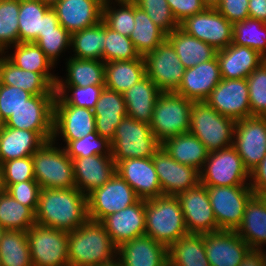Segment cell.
I'll return each instance as SVG.
<instances>
[{
  "label": "cell",
  "instance_id": "cell-1",
  "mask_svg": "<svg viewBox=\"0 0 266 266\" xmlns=\"http://www.w3.org/2000/svg\"><path fill=\"white\" fill-rule=\"evenodd\" d=\"M88 219L87 196L76 187L41 189L35 212L36 224L69 232Z\"/></svg>",
  "mask_w": 266,
  "mask_h": 266
},
{
  "label": "cell",
  "instance_id": "cell-2",
  "mask_svg": "<svg viewBox=\"0 0 266 266\" xmlns=\"http://www.w3.org/2000/svg\"><path fill=\"white\" fill-rule=\"evenodd\" d=\"M114 253L117 246L99 221L88 219L68 232L69 266H115Z\"/></svg>",
  "mask_w": 266,
  "mask_h": 266
},
{
  "label": "cell",
  "instance_id": "cell-3",
  "mask_svg": "<svg viewBox=\"0 0 266 266\" xmlns=\"http://www.w3.org/2000/svg\"><path fill=\"white\" fill-rule=\"evenodd\" d=\"M177 196L162 195L145 200V235L167 248L188 234Z\"/></svg>",
  "mask_w": 266,
  "mask_h": 266
},
{
  "label": "cell",
  "instance_id": "cell-4",
  "mask_svg": "<svg viewBox=\"0 0 266 266\" xmlns=\"http://www.w3.org/2000/svg\"><path fill=\"white\" fill-rule=\"evenodd\" d=\"M235 124L236 121L219 114L206 101L193 102L189 132L209 153L233 146Z\"/></svg>",
  "mask_w": 266,
  "mask_h": 266
},
{
  "label": "cell",
  "instance_id": "cell-5",
  "mask_svg": "<svg viewBox=\"0 0 266 266\" xmlns=\"http://www.w3.org/2000/svg\"><path fill=\"white\" fill-rule=\"evenodd\" d=\"M161 148L148 123L126 116L111 141V156L117 164L130 158H150Z\"/></svg>",
  "mask_w": 266,
  "mask_h": 266
},
{
  "label": "cell",
  "instance_id": "cell-6",
  "mask_svg": "<svg viewBox=\"0 0 266 266\" xmlns=\"http://www.w3.org/2000/svg\"><path fill=\"white\" fill-rule=\"evenodd\" d=\"M193 102L176 92L160 93L149 125L152 133L161 143L169 137L190 131Z\"/></svg>",
  "mask_w": 266,
  "mask_h": 266
},
{
  "label": "cell",
  "instance_id": "cell-7",
  "mask_svg": "<svg viewBox=\"0 0 266 266\" xmlns=\"http://www.w3.org/2000/svg\"><path fill=\"white\" fill-rule=\"evenodd\" d=\"M34 178L41 189L75 188L73 161L66 150L45 142L33 155Z\"/></svg>",
  "mask_w": 266,
  "mask_h": 266
},
{
  "label": "cell",
  "instance_id": "cell-8",
  "mask_svg": "<svg viewBox=\"0 0 266 266\" xmlns=\"http://www.w3.org/2000/svg\"><path fill=\"white\" fill-rule=\"evenodd\" d=\"M27 240L33 266H69L67 231L34 224Z\"/></svg>",
  "mask_w": 266,
  "mask_h": 266
},
{
  "label": "cell",
  "instance_id": "cell-9",
  "mask_svg": "<svg viewBox=\"0 0 266 266\" xmlns=\"http://www.w3.org/2000/svg\"><path fill=\"white\" fill-rule=\"evenodd\" d=\"M140 198L117 173L100 188L87 195L88 217L101 222L105 217L137 203Z\"/></svg>",
  "mask_w": 266,
  "mask_h": 266
},
{
  "label": "cell",
  "instance_id": "cell-10",
  "mask_svg": "<svg viewBox=\"0 0 266 266\" xmlns=\"http://www.w3.org/2000/svg\"><path fill=\"white\" fill-rule=\"evenodd\" d=\"M203 166L199 173L204 186H245L250 177L233 146L210 152Z\"/></svg>",
  "mask_w": 266,
  "mask_h": 266
},
{
  "label": "cell",
  "instance_id": "cell-11",
  "mask_svg": "<svg viewBox=\"0 0 266 266\" xmlns=\"http://www.w3.org/2000/svg\"><path fill=\"white\" fill-rule=\"evenodd\" d=\"M249 184L206 186L219 230H236L240 225L246 204L254 195Z\"/></svg>",
  "mask_w": 266,
  "mask_h": 266
},
{
  "label": "cell",
  "instance_id": "cell-12",
  "mask_svg": "<svg viewBox=\"0 0 266 266\" xmlns=\"http://www.w3.org/2000/svg\"><path fill=\"white\" fill-rule=\"evenodd\" d=\"M144 60L146 75L161 92H175L178 89L185 68L167 38L154 51L146 54Z\"/></svg>",
  "mask_w": 266,
  "mask_h": 266
},
{
  "label": "cell",
  "instance_id": "cell-13",
  "mask_svg": "<svg viewBox=\"0 0 266 266\" xmlns=\"http://www.w3.org/2000/svg\"><path fill=\"white\" fill-rule=\"evenodd\" d=\"M233 147L250 173L266 155V117L251 116L236 121Z\"/></svg>",
  "mask_w": 266,
  "mask_h": 266
},
{
  "label": "cell",
  "instance_id": "cell-14",
  "mask_svg": "<svg viewBox=\"0 0 266 266\" xmlns=\"http://www.w3.org/2000/svg\"><path fill=\"white\" fill-rule=\"evenodd\" d=\"M180 28L216 50L224 49L232 43L233 24L214 8H205L187 17L180 23Z\"/></svg>",
  "mask_w": 266,
  "mask_h": 266
},
{
  "label": "cell",
  "instance_id": "cell-15",
  "mask_svg": "<svg viewBox=\"0 0 266 266\" xmlns=\"http://www.w3.org/2000/svg\"><path fill=\"white\" fill-rule=\"evenodd\" d=\"M205 101L234 121L252 116L246 79H221Z\"/></svg>",
  "mask_w": 266,
  "mask_h": 266
},
{
  "label": "cell",
  "instance_id": "cell-16",
  "mask_svg": "<svg viewBox=\"0 0 266 266\" xmlns=\"http://www.w3.org/2000/svg\"><path fill=\"white\" fill-rule=\"evenodd\" d=\"M189 233L206 234L219 230L206 186L196 187L177 195Z\"/></svg>",
  "mask_w": 266,
  "mask_h": 266
},
{
  "label": "cell",
  "instance_id": "cell-17",
  "mask_svg": "<svg viewBox=\"0 0 266 266\" xmlns=\"http://www.w3.org/2000/svg\"><path fill=\"white\" fill-rule=\"evenodd\" d=\"M152 160L163 195L177 196L200 183V173L196 168L177 162L162 147Z\"/></svg>",
  "mask_w": 266,
  "mask_h": 266
},
{
  "label": "cell",
  "instance_id": "cell-18",
  "mask_svg": "<svg viewBox=\"0 0 266 266\" xmlns=\"http://www.w3.org/2000/svg\"><path fill=\"white\" fill-rule=\"evenodd\" d=\"M56 95H33L5 121V126L34 132H53Z\"/></svg>",
  "mask_w": 266,
  "mask_h": 266
},
{
  "label": "cell",
  "instance_id": "cell-19",
  "mask_svg": "<svg viewBox=\"0 0 266 266\" xmlns=\"http://www.w3.org/2000/svg\"><path fill=\"white\" fill-rule=\"evenodd\" d=\"M204 245L211 266H239L251 249L235 230L206 233Z\"/></svg>",
  "mask_w": 266,
  "mask_h": 266
},
{
  "label": "cell",
  "instance_id": "cell-20",
  "mask_svg": "<svg viewBox=\"0 0 266 266\" xmlns=\"http://www.w3.org/2000/svg\"><path fill=\"white\" fill-rule=\"evenodd\" d=\"M116 172L140 199L148 200L163 195L152 157L121 160L116 164Z\"/></svg>",
  "mask_w": 266,
  "mask_h": 266
},
{
  "label": "cell",
  "instance_id": "cell-21",
  "mask_svg": "<svg viewBox=\"0 0 266 266\" xmlns=\"http://www.w3.org/2000/svg\"><path fill=\"white\" fill-rule=\"evenodd\" d=\"M95 131L93 110L73 105H54L53 135L51 139L53 142L58 133H61L66 144H68L70 141L81 139Z\"/></svg>",
  "mask_w": 266,
  "mask_h": 266
},
{
  "label": "cell",
  "instance_id": "cell-22",
  "mask_svg": "<svg viewBox=\"0 0 266 266\" xmlns=\"http://www.w3.org/2000/svg\"><path fill=\"white\" fill-rule=\"evenodd\" d=\"M19 43H31L40 33L55 31L59 20L55 11L40 0H20Z\"/></svg>",
  "mask_w": 266,
  "mask_h": 266
},
{
  "label": "cell",
  "instance_id": "cell-23",
  "mask_svg": "<svg viewBox=\"0 0 266 266\" xmlns=\"http://www.w3.org/2000/svg\"><path fill=\"white\" fill-rule=\"evenodd\" d=\"M103 0H60L52 9L70 34L102 21Z\"/></svg>",
  "mask_w": 266,
  "mask_h": 266
},
{
  "label": "cell",
  "instance_id": "cell-24",
  "mask_svg": "<svg viewBox=\"0 0 266 266\" xmlns=\"http://www.w3.org/2000/svg\"><path fill=\"white\" fill-rule=\"evenodd\" d=\"M221 79L219 62L215 57L194 67L186 68L175 92L192 101H205Z\"/></svg>",
  "mask_w": 266,
  "mask_h": 266
},
{
  "label": "cell",
  "instance_id": "cell-25",
  "mask_svg": "<svg viewBox=\"0 0 266 266\" xmlns=\"http://www.w3.org/2000/svg\"><path fill=\"white\" fill-rule=\"evenodd\" d=\"M101 223L113 243L118 247L123 242L145 235V200L105 217Z\"/></svg>",
  "mask_w": 266,
  "mask_h": 266
},
{
  "label": "cell",
  "instance_id": "cell-26",
  "mask_svg": "<svg viewBox=\"0 0 266 266\" xmlns=\"http://www.w3.org/2000/svg\"><path fill=\"white\" fill-rule=\"evenodd\" d=\"M117 254L116 266H168L167 247L146 235L123 242Z\"/></svg>",
  "mask_w": 266,
  "mask_h": 266
},
{
  "label": "cell",
  "instance_id": "cell-27",
  "mask_svg": "<svg viewBox=\"0 0 266 266\" xmlns=\"http://www.w3.org/2000/svg\"><path fill=\"white\" fill-rule=\"evenodd\" d=\"M75 187L86 196L103 186L116 172L111 155H94L72 159Z\"/></svg>",
  "mask_w": 266,
  "mask_h": 266
},
{
  "label": "cell",
  "instance_id": "cell-28",
  "mask_svg": "<svg viewBox=\"0 0 266 266\" xmlns=\"http://www.w3.org/2000/svg\"><path fill=\"white\" fill-rule=\"evenodd\" d=\"M53 132H34L11 128H1V165L12 159L32 156L45 142L52 139Z\"/></svg>",
  "mask_w": 266,
  "mask_h": 266
},
{
  "label": "cell",
  "instance_id": "cell-29",
  "mask_svg": "<svg viewBox=\"0 0 266 266\" xmlns=\"http://www.w3.org/2000/svg\"><path fill=\"white\" fill-rule=\"evenodd\" d=\"M222 79H246L266 59L250 47L229 44L217 50Z\"/></svg>",
  "mask_w": 266,
  "mask_h": 266
},
{
  "label": "cell",
  "instance_id": "cell-30",
  "mask_svg": "<svg viewBox=\"0 0 266 266\" xmlns=\"http://www.w3.org/2000/svg\"><path fill=\"white\" fill-rule=\"evenodd\" d=\"M93 113L96 131L111 142L118 124L127 116L123 94L104 87Z\"/></svg>",
  "mask_w": 266,
  "mask_h": 266
},
{
  "label": "cell",
  "instance_id": "cell-31",
  "mask_svg": "<svg viewBox=\"0 0 266 266\" xmlns=\"http://www.w3.org/2000/svg\"><path fill=\"white\" fill-rule=\"evenodd\" d=\"M235 232L251 249H261L260 246L266 243V196L253 195L249 199Z\"/></svg>",
  "mask_w": 266,
  "mask_h": 266
},
{
  "label": "cell",
  "instance_id": "cell-32",
  "mask_svg": "<svg viewBox=\"0 0 266 266\" xmlns=\"http://www.w3.org/2000/svg\"><path fill=\"white\" fill-rule=\"evenodd\" d=\"M160 93L156 84L146 75L123 94L127 116L149 124Z\"/></svg>",
  "mask_w": 266,
  "mask_h": 266
},
{
  "label": "cell",
  "instance_id": "cell-33",
  "mask_svg": "<svg viewBox=\"0 0 266 266\" xmlns=\"http://www.w3.org/2000/svg\"><path fill=\"white\" fill-rule=\"evenodd\" d=\"M0 83L32 95H56L55 87L41 73L18 68L6 57L0 58Z\"/></svg>",
  "mask_w": 266,
  "mask_h": 266
},
{
  "label": "cell",
  "instance_id": "cell-34",
  "mask_svg": "<svg viewBox=\"0 0 266 266\" xmlns=\"http://www.w3.org/2000/svg\"><path fill=\"white\" fill-rule=\"evenodd\" d=\"M161 147L177 162L196 168L199 172L209 154L206 146L190 132L165 139Z\"/></svg>",
  "mask_w": 266,
  "mask_h": 266
},
{
  "label": "cell",
  "instance_id": "cell-35",
  "mask_svg": "<svg viewBox=\"0 0 266 266\" xmlns=\"http://www.w3.org/2000/svg\"><path fill=\"white\" fill-rule=\"evenodd\" d=\"M167 39L185 69L216 57L217 50L213 46L187 34L180 27L167 34Z\"/></svg>",
  "mask_w": 266,
  "mask_h": 266
},
{
  "label": "cell",
  "instance_id": "cell-36",
  "mask_svg": "<svg viewBox=\"0 0 266 266\" xmlns=\"http://www.w3.org/2000/svg\"><path fill=\"white\" fill-rule=\"evenodd\" d=\"M146 76L144 57L105 62V87L124 94Z\"/></svg>",
  "mask_w": 266,
  "mask_h": 266
},
{
  "label": "cell",
  "instance_id": "cell-37",
  "mask_svg": "<svg viewBox=\"0 0 266 266\" xmlns=\"http://www.w3.org/2000/svg\"><path fill=\"white\" fill-rule=\"evenodd\" d=\"M168 266H211L204 234L188 233L167 248Z\"/></svg>",
  "mask_w": 266,
  "mask_h": 266
},
{
  "label": "cell",
  "instance_id": "cell-38",
  "mask_svg": "<svg viewBox=\"0 0 266 266\" xmlns=\"http://www.w3.org/2000/svg\"><path fill=\"white\" fill-rule=\"evenodd\" d=\"M134 29L129 38L141 56L154 51L166 38L167 34L148 17L134 2Z\"/></svg>",
  "mask_w": 266,
  "mask_h": 266
},
{
  "label": "cell",
  "instance_id": "cell-39",
  "mask_svg": "<svg viewBox=\"0 0 266 266\" xmlns=\"http://www.w3.org/2000/svg\"><path fill=\"white\" fill-rule=\"evenodd\" d=\"M15 48V54L6 56L11 63L23 70L41 73L54 87L56 86L58 77L49 72L54 63L36 43H17Z\"/></svg>",
  "mask_w": 266,
  "mask_h": 266
},
{
  "label": "cell",
  "instance_id": "cell-40",
  "mask_svg": "<svg viewBox=\"0 0 266 266\" xmlns=\"http://www.w3.org/2000/svg\"><path fill=\"white\" fill-rule=\"evenodd\" d=\"M67 79L56 85L80 86L105 85V62L101 60L70 58L67 63Z\"/></svg>",
  "mask_w": 266,
  "mask_h": 266
},
{
  "label": "cell",
  "instance_id": "cell-41",
  "mask_svg": "<svg viewBox=\"0 0 266 266\" xmlns=\"http://www.w3.org/2000/svg\"><path fill=\"white\" fill-rule=\"evenodd\" d=\"M70 45L78 59L100 60L105 46V24L103 21L83 30L71 33Z\"/></svg>",
  "mask_w": 266,
  "mask_h": 266
},
{
  "label": "cell",
  "instance_id": "cell-42",
  "mask_svg": "<svg viewBox=\"0 0 266 266\" xmlns=\"http://www.w3.org/2000/svg\"><path fill=\"white\" fill-rule=\"evenodd\" d=\"M34 224L35 212L15 200L10 194L0 192V225L5 230L28 231Z\"/></svg>",
  "mask_w": 266,
  "mask_h": 266
},
{
  "label": "cell",
  "instance_id": "cell-43",
  "mask_svg": "<svg viewBox=\"0 0 266 266\" xmlns=\"http://www.w3.org/2000/svg\"><path fill=\"white\" fill-rule=\"evenodd\" d=\"M2 266H33L27 240V232L5 230L0 239Z\"/></svg>",
  "mask_w": 266,
  "mask_h": 266
},
{
  "label": "cell",
  "instance_id": "cell-44",
  "mask_svg": "<svg viewBox=\"0 0 266 266\" xmlns=\"http://www.w3.org/2000/svg\"><path fill=\"white\" fill-rule=\"evenodd\" d=\"M232 44L250 47L266 59V23L252 18L234 23Z\"/></svg>",
  "mask_w": 266,
  "mask_h": 266
},
{
  "label": "cell",
  "instance_id": "cell-45",
  "mask_svg": "<svg viewBox=\"0 0 266 266\" xmlns=\"http://www.w3.org/2000/svg\"><path fill=\"white\" fill-rule=\"evenodd\" d=\"M105 85H89L85 87L56 85L54 105H73L93 110L98 102ZM73 91L71 96H66V89Z\"/></svg>",
  "mask_w": 266,
  "mask_h": 266
},
{
  "label": "cell",
  "instance_id": "cell-46",
  "mask_svg": "<svg viewBox=\"0 0 266 266\" xmlns=\"http://www.w3.org/2000/svg\"><path fill=\"white\" fill-rule=\"evenodd\" d=\"M20 0H0V53L19 43Z\"/></svg>",
  "mask_w": 266,
  "mask_h": 266
},
{
  "label": "cell",
  "instance_id": "cell-47",
  "mask_svg": "<svg viewBox=\"0 0 266 266\" xmlns=\"http://www.w3.org/2000/svg\"><path fill=\"white\" fill-rule=\"evenodd\" d=\"M141 55L136 50L132 40L105 25V46L102 61H121L139 59Z\"/></svg>",
  "mask_w": 266,
  "mask_h": 266
},
{
  "label": "cell",
  "instance_id": "cell-48",
  "mask_svg": "<svg viewBox=\"0 0 266 266\" xmlns=\"http://www.w3.org/2000/svg\"><path fill=\"white\" fill-rule=\"evenodd\" d=\"M109 3L106 1L103 4V23L113 31L129 37L135 25L134 2H119L121 8L117 10H113Z\"/></svg>",
  "mask_w": 266,
  "mask_h": 266
},
{
  "label": "cell",
  "instance_id": "cell-49",
  "mask_svg": "<svg viewBox=\"0 0 266 266\" xmlns=\"http://www.w3.org/2000/svg\"><path fill=\"white\" fill-rule=\"evenodd\" d=\"M64 148L71 159L111 155V142L107 138L101 137L97 131L89 133L81 139L70 141Z\"/></svg>",
  "mask_w": 266,
  "mask_h": 266
},
{
  "label": "cell",
  "instance_id": "cell-50",
  "mask_svg": "<svg viewBox=\"0 0 266 266\" xmlns=\"http://www.w3.org/2000/svg\"><path fill=\"white\" fill-rule=\"evenodd\" d=\"M252 116H266V60L246 78Z\"/></svg>",
  "mask_w": 266,
  "mask_h": 266
},
{
  "label": "cell",
  "instance_id": "cell-51",
  "mask_svg": "<svg viewBox=\"0 0 266 266\" xmlns=\"http://www.w3.org/2000/svg\"><path fill=\"white\" fill-rule=\"evenodd\" d=\"M135 4L145 11L154 24L161 28L166 34L180 27L167 0H136Z\"/></svg>",
  "mask_w": 266,
  "mask_h": 266
},
{
  "label": "cell",
  "instance_id": "cell-52",
  "mask_svg": "<svg viewBox=\"0 0 266 266\" xmlns=\"http://www.w3.org/2000/svg\"><path fill=\"white\" fill-rule=\"evenodd\" d=\"M2 187L6 190L11 184L35 180L32 156L12 159L1 165Z\"/></svg>",
  "mask_w": 266,
  "mask_h": 266
},
{
  "label": "cell",
  "instance_id": "cell-53",
  "mask_svg": "<svg viewBox=\"0 0 266 266\" xmlns=\"http://www.w3.org/2000/svg\"><path fill=\"white\" fill-rule=\"evenodd\" d=\"M71 34L61 25L55 28V31L40 33L36 43L44 54L55 63L63 49L70 46Z\"/></svg>",
  "mask_w": 266,
  "mask_h": 266
},
{
  "label": "cell",
  "instance_id": "cell-54",
  "mask_svg": "<svg viewBox=\"0 0 266 266\" xmlns=\"http://www.w3.org/2000/svg\"><path fill=\"white\" fill-rule=\"evenodd\" d=\"M33 95L23 89L0 83V114L4 121Z\"/></svg>",
  "mask_w": 266,
  "mask_h": 266
},
{
  "label": "cell",
  "instance_id": "cell-55",
  "mask_svg": "<svg viewBox=\"0 0 266 266\" xmlns=\"http://www.w3.org/2000/svg\"><path fill=\"white\" fill-rule=\"evenodd\" d=\"M5 191L15 200L36 212L41 187L36 180H26L11 184Z\"/></svg>",
  "mask_w": 266,
  "mask_h": 266
},
{
  "label": "cell",
  "instance_id": "cell-56",
  "mask_svg": "<svg viewBox=\"0 0 266 266\" xmlns=\"http://www.w3.org/2000/svg\"><path fill=\"white\" fill-rule=\"evenodd\" d=\"M248 3L249 0H221L215 9L234 24L249 18Z\"/></svg>",
  "mask_w": 266,
  "mask_h": 266
},
{
  "label": "cell",
  "instance_id": "cell-57",
  "mask_svg": "<svg viewBox=\"0 0 266 266\" xmlns=\"http://www.w3.org/2000/svg\"><path fill=\"white\" fill-rule=\"evenodd\" d=\"M167 3L179 24L206 8L202 0H167Z\"/></svg>",
  "mask_w": 266,
  "mask_h": 266
},
{
  "label": "cell",
  "instance_id": "cell-58",
  "mask_svg": "<svg viewBox=\"0 0 266 266\" xmlns=\"http://www.w3.org/2000/svg\"><path fill=\"white\" fill-rule=\"evenodd\" d=\"M253 183L249 184L254 195L266 196V155L263 160L250 172Z\"/></svg>",
  "mask_w": 266,
  "mask_h": 266
},
{
  "label": "cell",
  "instance_id": "cell-59",
  "mask_svg": "<svg viewBox=\"0 0 266 266\" xmlns=\"http://www.w3.org/2000/svg\"><path fill=\"white\" fill-rule=\"evenodd\" d=\"M249 18L266 23V0H249Z\"/></svg>",
  "mask_w": 266,
  "mask_h": 266
},
{
  "label": "cell",
  "instance_id": "cell-60",
  "mask_svg": "<svg viewBox=\"0 0 266 266\" xmlns=\"http://www.w3.org/2000/svg\"><path fill=\"white\" fill-rule=\"evenodd\" d=\"M239 266H263L262 249H250Z\"/></svg>",
  "mask_w": 266,
  "mask_h": 266
},
{
  "label": "cell",
  "instance_id": "cell-61",
  "mask_svg": "<svg viewBox=\"0 0 266 266\" xmlns=\"http://www.w3.org/2000/svg\"><path fill=\"white\" fill-rule=\"evenodd\" d=\"M221 0H202V3L206 8H216L220 4Z\"/></svg>",
  "mask_w": 266,
  "mask_h": 266
},
{
  "label": "cell",
  "instance_id": "cell-62",
  "mask_svg": "<svg viewBox=\"0 0 266 266\" xmlns=\"http://www.w3.org/2000/svg\"><path fill=\"white\" fill-rule=\"evenodd\" d=\"M43 4L53 7L55 4H57L60 0H40Z\"/></svg>",
  "mask_w": 266,
  "mask_h": 266
},
{
  "label": "cell",
  "instance_id": "cell-63",
  "mask_svg": "<svg viewBox=\"0 0 266 266\" xmlns=\"http://www.w3.org/2000/svg\"><path fill=\"white\" fill-rule=\"evenodd\" d=\"M4 124H5V121L3 120L0 114V129L4 127Z\"/></svg>",
  "mask_w": 266,
  "mask_h": 266
},
{
  "label": "cell",
  "instance_id": "cell-64",
  "mask_svg": "<svg viewBox=\"0 0 266 266\" xmlns=\"http://www.w3.org/2000/svg\"><path fill=\"white\" fill-rule=\"evenodd\" d=\"M266 253V252H265ZM262 252V257H263V266H266V254Z\"/></svg>",
  "mask_w": 266,
  "mask_h": 266
},
{
  "label": "cell",
  "instance_id": "cell-65",
  "mask_svg": "<svg viewBox=\"0 0 266 266\" xmlns=\"http://www.w3.org/2000/svg\"><path fill=\"white\" fill-rule=\"evenodd\" d=\"M3 190L2 187V177H1V167H0V192Z\"/></svg>",
  "mask_w": 266,
  "mask_h": 266
},
{
  "label": "cell",
  "instance_id": "cell-66",
  "mask_svg": "<svg viewBox=\"0 0 266 266\" xmlns=\"http://www.w3.org/2000/svg\"><path fill=\"white\" fill-rule=\"evenodd\" d=\"M4 232H5V229L0 225V239L2 238V235Z\"/></svg>",
  "mask_w": 266,
  "mask_h": 266
},
{
  "label": "cell",
  "instance_id": "cell-67",
  "mask_svg": "<svg viewBox=\"0 0 266 266\" xmlns=\"http://www.w3.org/2000/svg\"><path fill=\"white\" fill-rule=\"evenodd\" d=\"M115 1L119 3V2H135L136 0H115Z\"/></svg>",
  "mask_w": 266,
  "mask_h": 266
},
{
  "label": "cell",
  "instance_id": "cell-68",
  "mask_svg": "<svg viewBox=\"0 0 266 266\" xmlns=\"http://www.w3.org/2000/svg\"><path fill=\"white\" fill-rule=\"evenodd\" d=\"M0 137H1V129H0ZM0 167H1V157H0Z\"/></svg>",
  "mask_w": 266,
  "mask_h": 266
}]
</instances>
